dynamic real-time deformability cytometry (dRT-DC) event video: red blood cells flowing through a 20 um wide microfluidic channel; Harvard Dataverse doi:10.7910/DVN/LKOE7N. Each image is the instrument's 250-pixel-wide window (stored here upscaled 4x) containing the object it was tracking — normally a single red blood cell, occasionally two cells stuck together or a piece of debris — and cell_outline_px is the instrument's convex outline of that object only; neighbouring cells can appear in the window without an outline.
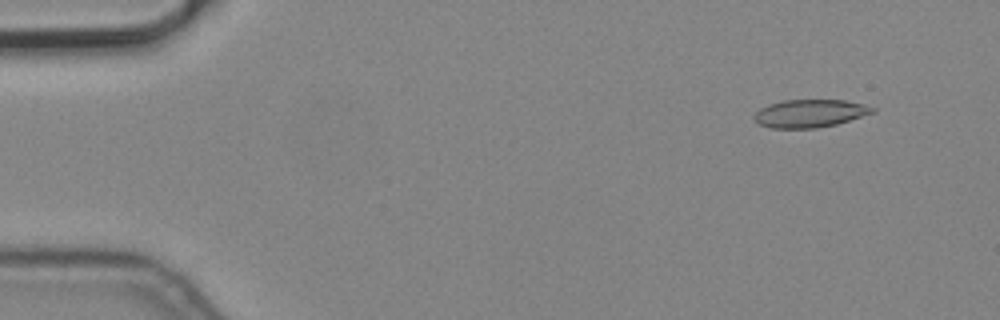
{"species": "common noctule bat (a hibernating species)", "species_latin": "Nyctalus noctula", "temperature_condition": "cold", "stored_images_in_passage": 5, "camera_frame_rate_fps": 3000, "um_per_image_px": 0.085, "animal": {"sex": "male", "body_mass_g": 19.2, "forearm_length_mm": 51.8}, "frame": {"image": 1, "passage_image": 2, "time_ms": 0.333, "image_size_px": [1000, 320], "cell_outline_px": [[876, 112], [836, 124], [816, 128], [772, 128], [760, 124], [752, 116], [760, 108], [768, 104], [780, 100], [844, 100], [864, 104], [876, 108]], "centroid_in_image_um": [68.84, 9.63], "position_along_channel_um": 16.2, "area_um2": 19.25}}
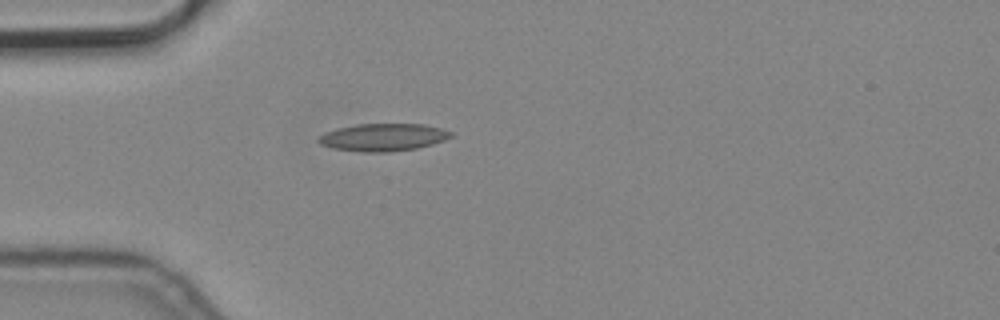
{"frame": {"image": 2, "passage_image": 5, "time_ms": 1.333, "image_size_px": [1000, 320], "cell_outline_px": [[452, 136], [444, 140], [432, 144], [416, 148], [388, 152], [364, 152], [332, 148], [320, 144], [316, 140], [316, 136], [324, 132], [356, 124], [424, 124], [440, 128], [452, 132]], "centroid_in_image_um": [32.52, 11.67], "position_along_channel_um": 52.5, "area_um2": 21.21}}